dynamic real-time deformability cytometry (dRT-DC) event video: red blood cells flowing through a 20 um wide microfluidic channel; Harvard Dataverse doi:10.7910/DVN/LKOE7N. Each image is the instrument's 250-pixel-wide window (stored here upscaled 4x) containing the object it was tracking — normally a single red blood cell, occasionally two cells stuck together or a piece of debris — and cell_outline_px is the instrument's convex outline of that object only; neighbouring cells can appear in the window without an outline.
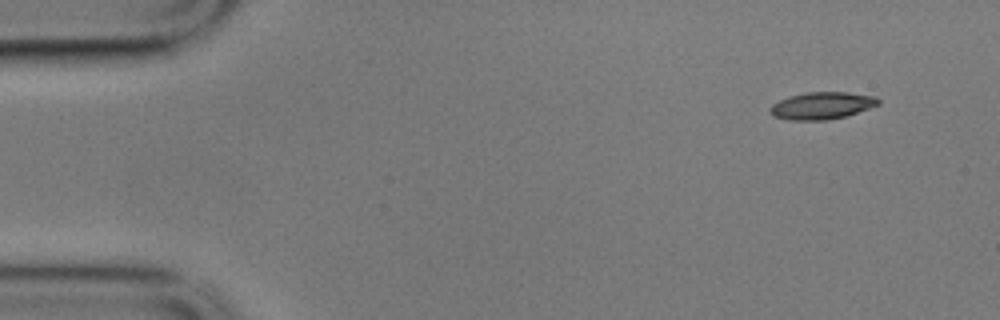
{"species": "common noctule bat (a hibernating species)", "species_latin": "Nyctalus noctula", "temperature_condition": "cold", "stored_images_in_passage": 3, "camera_frame_rate_fps": 3000, "um_per_image_px": 0.085, "animal": {"sex": "male", "body_mass_g": 17.9}, "frame": {"image": 1, "passage_image": 1, "time_ms": 0.0, "image_size_px": [1000, 320], "cell_outline_px": [[880, 104], [844, 116], [828, 120], [788, 120], [772, 116], [772, 104], [788, 96], [808, 92], [848, 92], [876, 96], [880, 100]], "centroid_in_image_um": [69.87, 8.97], "position_along_channel_um": 15.1, "area_um2": 16.99}}